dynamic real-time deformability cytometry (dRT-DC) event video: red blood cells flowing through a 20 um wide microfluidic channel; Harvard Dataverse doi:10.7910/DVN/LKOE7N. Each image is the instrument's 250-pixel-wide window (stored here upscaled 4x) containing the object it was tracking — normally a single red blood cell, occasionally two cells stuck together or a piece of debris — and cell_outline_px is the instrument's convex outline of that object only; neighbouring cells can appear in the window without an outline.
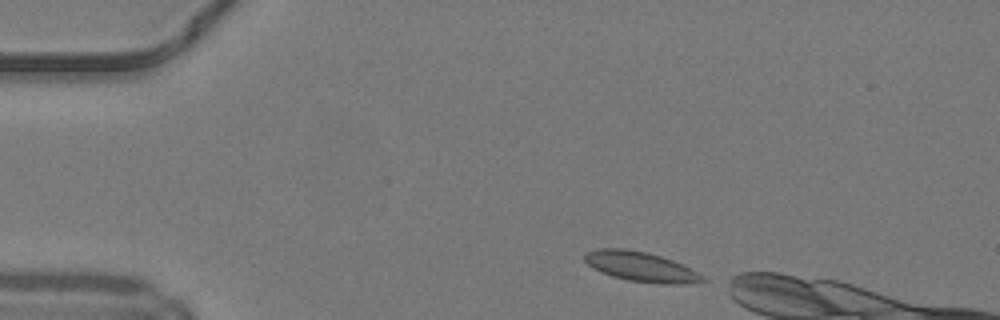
{"species": "common noctule bat (a hibernating species)", "species_latin": "Nyctalus noctula", "temperature_condition": "warm", "stored_images_in_passage": 11, "camera_frame_rate_fps": 3000, "um_per_image_px": 0.085, "animal": {"sex": "male", "body_mass_g": 19.2, "forearm_length_mm": 51.8}, "frame": {"image": 1, "passage_image": 1, "time_ms": 0.0, "image_size_px": [1000, 320], "cell_outline_px": [[708, 280], [688, 284], [660, 284], [628, 280], [612, 276], [600, 272], [592, 268], [584, 260], [584, 256], [588, 252], [600, 248], [624, 248], [644, 252], [660, 256], [672, 260], [704, 276]], "centroid_in_image_um": [54.46, 22.68], "position_along_channel_um": 30.5, "area_um2": 20.29}}
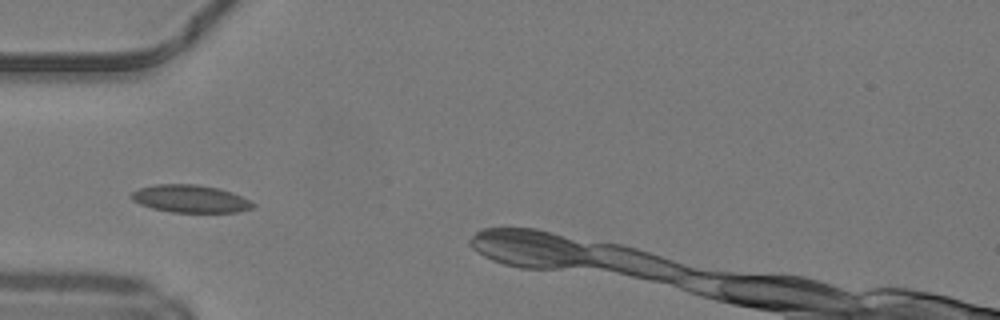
{"frame": {"image": 2, "passage_image": 8, "time_ms": 2.333, "image_size_px": [1000, 320], "cell_outline_px": [[256, 204], [252, 208], [240, 212], [172, 212], [152, 208], [140, 204], [132, 200], [132, 192], [140, 188], [156, 184], [196, 184], [220, 188], [232, 192]], "centroid_in_image_um": [16.19, 16.89], "position_along_channel_um": 68.8, "area_um2": 19.48}}